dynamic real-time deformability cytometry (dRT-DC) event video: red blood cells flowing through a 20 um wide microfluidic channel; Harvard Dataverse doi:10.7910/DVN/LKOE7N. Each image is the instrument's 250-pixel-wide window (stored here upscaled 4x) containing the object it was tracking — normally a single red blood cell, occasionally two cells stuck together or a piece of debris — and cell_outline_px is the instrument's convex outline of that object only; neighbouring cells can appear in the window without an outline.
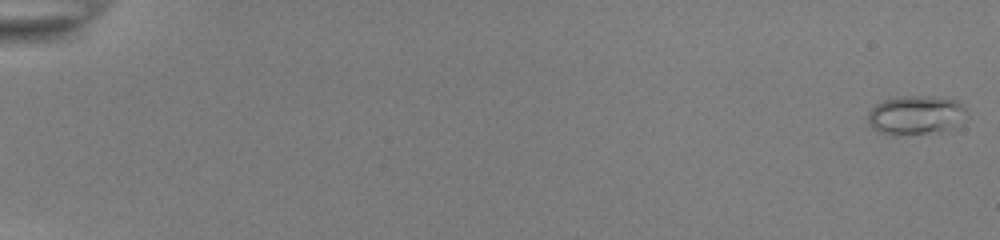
{"species": "common noctule bat (a hibernating species)", "species_latin": "Nyctalus noctula", "temperature_condition": "room temperature", "stored_images_in_passage": 54, "camera_frame_rate_fps": 3000, "um_per_image_px": 0.085, "animal": {"sex": "female", "body_mass_g": 22.0, "forearm_length_mm": 56.7}, "frame": {"image": 1, "passage_image": 1, "time_ms": 0.0, "image_size_px": [1000, 240], "cell_outline_px": [[968, 112], [940, 128], [928, 132], [896, 136], [880, 132], [868, 124], [868, 112], [876, 104], [884, 100], [904, 96], [928, 96], [956, 100]], "centroid_in_image_um": [77.66, 9.75], "position_along_channel_um": 7.3, "area_um2": 21.15}}
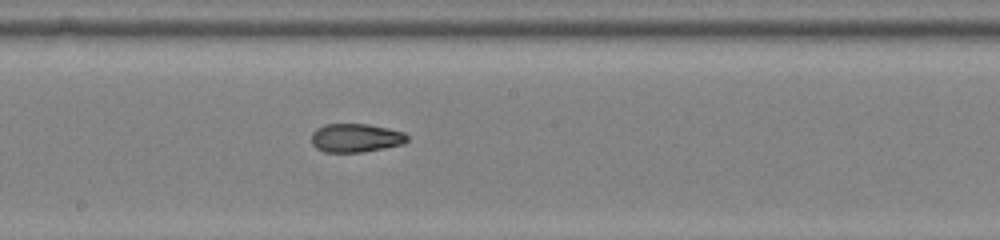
{"frame": {"image": 2, "passage_image": 32, "time_ms": 10.333, "image_size_px": [1000, 240], "cell_outline_px": [[408, 140], [404, 144], [384, 148], [360, 152], [324, 152], [316, 148], [312, 144], [312, 132], [316, 128], [324, 124], [368, 124], [388, 128], [404, 132], [408, 136]], "centroid_in_image_um": [30.24, 11.72], "position_along_channel_um": 218.0, "area_um2": 16.07}}
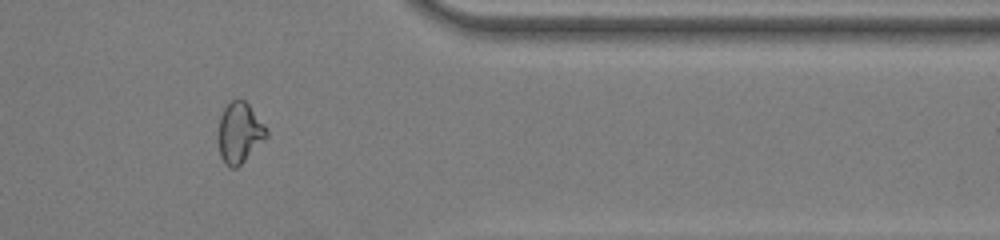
{"frame": {"image": 3, "passage_image": 46, "time_ms": 15.0, "image_size_px": [1000, 240], "cell_outline_px": [[268, 136], [236, 168], [228, 168], [224, 164], [220, 156], [220, 116], [224, 108], [232, 100], [244, 100], [248, 104], [268, 128]], "centroid_in_image_um": [20.38, 11.29], "position_along_channel_um": 391.0, "area_um2": 16.65}, "authors_computed_cell_mechanics": {"area_um2": 16.9354, "velocity_mm_per_s": 3.9053, "shape_relaxation_time_tau1_ms": 7.6085, "shape_relaxation_time_tau2_ms": 1.7939, "deformation_change_tau1": 0.2199, "deformation_change_tau2": 0.0789}}